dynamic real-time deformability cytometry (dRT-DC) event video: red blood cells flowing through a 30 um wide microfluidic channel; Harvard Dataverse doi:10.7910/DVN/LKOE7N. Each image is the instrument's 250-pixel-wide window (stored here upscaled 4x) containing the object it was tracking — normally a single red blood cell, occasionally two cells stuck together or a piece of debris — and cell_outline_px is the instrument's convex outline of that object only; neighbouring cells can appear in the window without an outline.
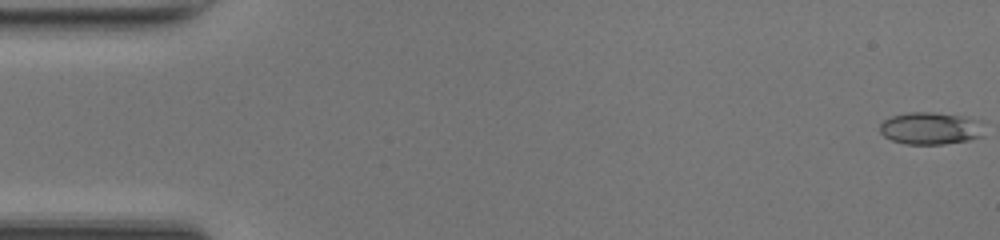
{"species": "common noctule bat (a hibernating species)", "species_latin": "Nyctalus noctula", "temperature_condition": "room temperature", "stored_images_in_passage": 49, "camera_frame_rate_fps": 3000, "um_per_image_px": 0.085, "animal": {"sex": "female", "body_mass_g": 17.0, "forearm_length_mm": 48.0}, "frame": {"image": 1, "passage_image": 1, "time_ms": 0.0, "image_size_px": [1000, 240], "cell_outline_px": [[984, 136], [972, 140], [944, 144], [904, 144], [892, 140], [884, 136], [880, 132], [880, 124], [884, 120], [892, 116], [908, 112], [932, 112], [964, 116], [984, 120]], "centroid_in_image_um": [79.18, 10.91], "position_along_channel_um": 5.8, "area_um2": 20.11}}
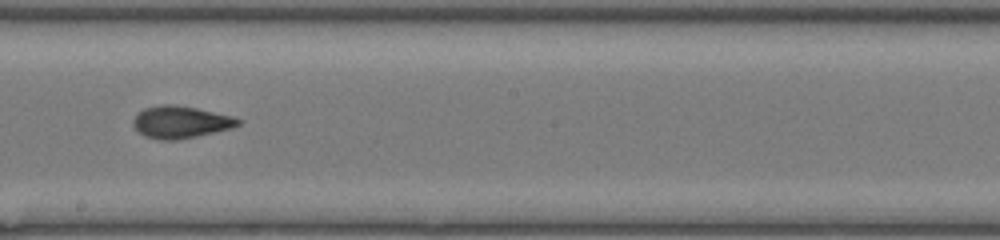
{"frame": {"image": 2, "passage_image": 28, "time_ms": 9.0, "image_size_px": [1000, 240], "cell_outline_px": [[244, 120], [240, 124], [232, 128], [180, 140], [156, 140], [144, 136], [132, 124], [132, 120], [144, 108], [160, 104], [172, 104], [196, 108], [232, 116]], "centroid_in_image_um": [15.36, 10.38], "position_along_channel_um": 232.8, "area_um2": 19.77}}
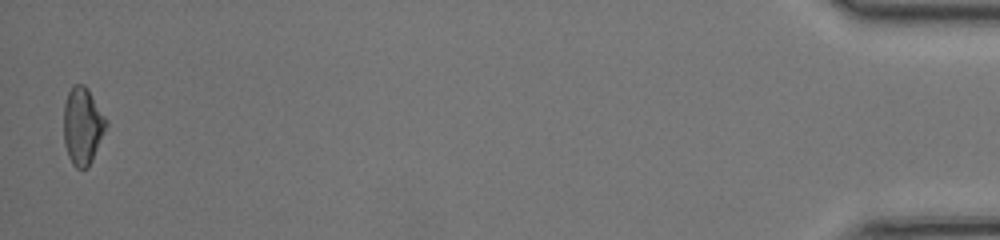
{"frame": {"image": 3, "passage_image": 49, "time_ms": 16.0, "image_size_px": [1000, 240], "cell_outline_px": [[108, 124], [92, 160], [88, 168], [76, 168], [72, 164], [68, 156], [64, 144], [64, 104], [68, 92], [72, 84], [84, 84], [88, 88], [108, 120]], "centroid_in_image_um": [7.02, 10.68], "position_along_channel_um": 428.2, "area_um2": 19.31}, "authors_computed_cell_mechanics": {"area_um2": 19.1318, "velocity_mm_per_s": 4.241, "shape_relaxation_time_tau1_ms": 8.9911, "shape_relaxation_time_tau2_ms": 1.5967, "deformation_change_tau1": 0.2264, "deformation_change_tau2": 0.0711}}